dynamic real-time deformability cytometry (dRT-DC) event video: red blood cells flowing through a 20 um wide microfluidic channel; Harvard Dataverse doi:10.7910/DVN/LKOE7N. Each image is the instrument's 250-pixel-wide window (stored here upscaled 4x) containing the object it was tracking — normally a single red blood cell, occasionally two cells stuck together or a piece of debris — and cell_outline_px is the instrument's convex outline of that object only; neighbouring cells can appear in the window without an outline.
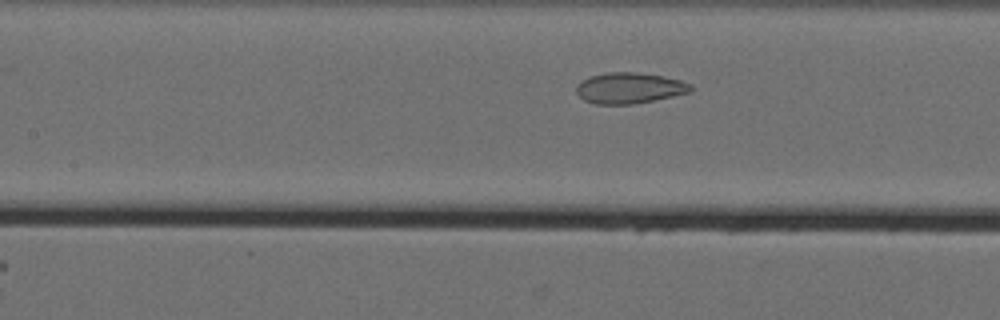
{"species": "Egyptian fruit bat (a non-hibernating species)", "species_latin": "Rousettus aegyptiacus", "temperature_condition": "cold", "stored_images_in_passage": 32, "segment_of_instrument_passage": [1, 2], "camera_frame_rate_fps": 3000, "um_per_image_px": 0.085, "animal": {"sex": "female"}, "frame": {"image": 1, "passage_image": 8, "time_ms": 2.333, "image_size_px": [1000, 320], "cell_outline_px": [[692, 92], [632, 104], [592, 104], [584, 100], [576, 92], [576, 84], [580, 80], [588, 76], [608, 72], [636, 72], [660, 76], [680, 80], [692, 84]], "centroid_in_image_um": [53.45, 7.48], "position_along_channel_um": 154.0, "area_um2": 20.63}}
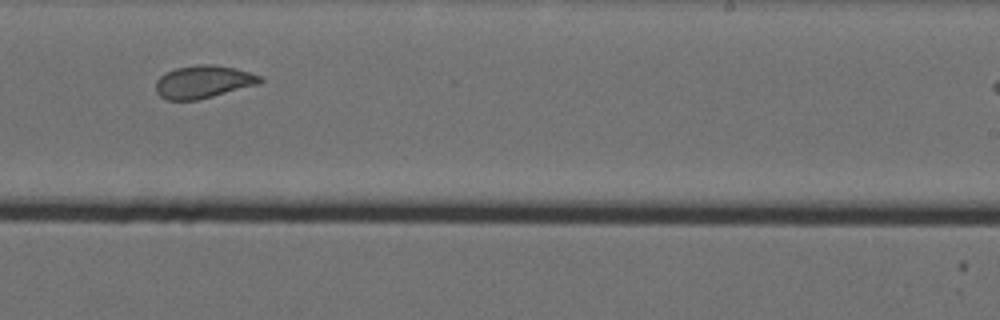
{"frame": {"image": 2, "passage_image": 18, "time_ms": 5.667, "image_size_px": [1000, 320], "cell_outline_px": [[264, 80], [260, 84], [196, 100], [168, 100], [160, 96], [156, 92], [156, 80], [164, 72], [176, 68], [196, 64], [212, 64], [236, 68], [260, 76]], "centroid_in_image_um": [17.26, 6.94], "position_along_channel_um": 271.7, "area_um2": 19.94}}
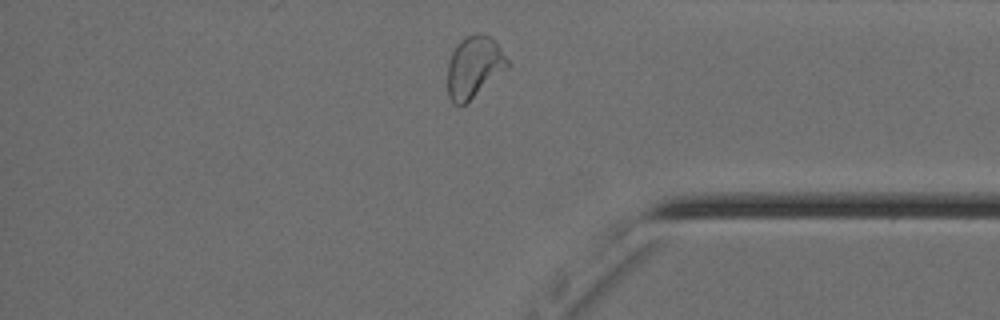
{"frame": {"image": 3, "passage_image": 29, "time_ms": 9.333, "image_size_px": [1000, 320], "cell_outline_px": [[508, 68], [464, 104], [456, 104], [448, 96], [448, 64], [452, 52], [456, 44], [464, 36], [476, 32], [480, 32], [492, 36], [496, 40], [508, 60]], "centroid_in_image_um": [40.3, 5.61], "position_along_channel_um": 394.9, "area_um2": 21.5}}